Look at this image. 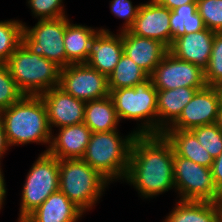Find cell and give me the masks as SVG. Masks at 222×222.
Listing matches in <instances>:
<instances>
[{
	"instance_id": "obj_1",
	"label": "cell",
	"mask_w": 222,
	"mask_h": 222,
	"mask_svg": "<svg viewBox=\"0 0 222 222\" xmlns=\"http://www.w3.org/2000/svg\"><path fill=\"white\" fill-rule=\"evenodd\" d=\"M174 149L163 134L137 135L132 143L124 181L150 199L175 189Z\"/></svg>"
},
{
	"instance_id": "obj_2",
	"label": "cell",
	"mask_w": 222,
	"mask_h": 222,
	"mask_svg": "<svg viewBox=\"0 0 222 222\" xmlns=\"http://www.w3.org/2000/svg\"><path fill=\"white\" fill-rule=\"evenodd\" d=\"M9 146L29 143L50 146L52 131L47 109L41 96L23 95L17 102L0 111Z\"/></svg>"
},
{
	"instance_id": "obj_3",
	"label": "cell",
	"mask_w": 222,
	"mask_h": 222,
	"mask_svg": "<svg viewBox=\"0 0 222 222\" xmlns=\"http://www.w3.org/2000/svg\"><path fill=\"white\" fill-rule=\"evenodd\" d=\"M119 133V130L92 132L82 158L110 184L118 180L124 182L131 146L137 136L134 131L127 136H121Z\"/></svg>"
},
{
	"instance_id": "obj_4",
	"label": "cell",
	"mask_w": 222,
	"mask_h": 222,
	"mask_svg": "<svg viewBox=\"0 0 222 222\" xmlns=\"http://www.w3.org/2000/svg\"><path fill=\"white\" fill-rule=\"evenodd\" d=\"M117 116L141 122L137 135H158L157 89L150 78L129 88L110 90Z\"/></svg>"
},
{
	"instance_id": "obj_5",
	"label": "cell",
	"mask_w": 222,
	"mask_h": 222,
	"mask_svg": "<svg viewBox=\"0 0 222 222\" xmlns=\"http://www.w3.org/2000/svg\"><path fill=\"white\" fill-rule=\"evenodd\" d=\"M23 95L40 96L59 86L60 67L30 52L22 43L6 63Z\"/></svg>"
},
{
	"instance_id": "obj_6",
	"label": "cell",
	"mask_w": 222,
	"mask_h": 222,
	"mask_svg": "<svg viewBox=\"0 0 222 222\" xmlns=\"http://www.w3.org/2000/svg\"><path fill=\"white\" fill-rule=\"evenodd\" d=\"M108 185L83 159L59 160V190L84 214L100 200Z\"/></svg>"
},
{
	"instance_id": "obj_7",
	"label": "cell",
	"mask_w": 222,
	"mask_h": 222,
	"mask_svg": "<svg viewBox=\"0 0 222 222\" xmlns=\"http://www.w3.org/2000/svg\"><path fill=\"white\" fill-rule=\"evenodd\" d=\"M22 188L18 221H23L59 190V159L41 152L29 169Z\"/></svg>"
},
{
	"instance_id": "obj_8",
	"label": "cell",
	"mask_w": 222,
	"mask_h": 222,
	"mask_svg": "<svg viewBox=\"0 0 222 222\" xmlns=\"http://www.w3.org/2000/svg\"><path fill=\"white\" fill-rule=\"evenodd\" d=\"M175 192L179 200L221 202L210 167L177 156L173 160Z\"/></svg>"
},
{
	"instance_id": "obj_9",
	"label": "cell",
	"mask_w": 222,
	"mask_h": 222,
	"mask_svg": "<svg viewBox=\"0 0 222 222\" xmlns=\"http://www.w3.org/2000/svg\"><path fill=\"white\" fill-rule=\"evenodd\" d=\"M22 44L32 53L43 56L60 68L66 67L64 35L66 16L56 19L38 20L31 28L24 22Z\"/></svg>"
},
{
	"instance_id": "obj_10",
	"label": "cell",
	"mask_w": 222,
	"mask_h": 222,
	"mask_svg": "<svg viewBox=\"0 0 222 222\" xmlns=\"http://www.w3.org/2000/svg\"><path fill=\"white\" fill-rule=\"evenodd\" d=\"M59 88L88 102L109 96L108 77L86 63L69 64L60 69Z\"/></svg>"
},
{
	"instance_id": "obj_11",
	"label": "cell",
	"mask_w": 222,
	"mask_h": 222,
	"mask_svg": "<svg viewBox=\"0 0 222 222\" xmlns=\"http://www.w3.org/2000/svg\"><path fill=\"white\" fill-rule=\"evenodd\" d=\"M157 90L179 87L204 88L207 86L204 71L198 66L176 58L169 51L149 75Z\"/></svg>"
},
{
	"instance_id": "obj_12",
	"label": "cell",
	"mask_w": 222,
	"mask_h": 222,
	"mask_svg": "<svg viewBox=\"0 0 222 222\" xmlns=\"http://www.w3.org/2000/svg\"><path fill=\"white\" fill-rule=\"evenodd\" d=\"M221 96L217 87L197 90L179 117L166 130H192L217 123Z\"/></svg>"
},
{
	"instance_id": "obj_13",
	"label": "cell",
	"mask_w": 222,
	"mask_h": 222,
	"mask_svg": "<svg viewBox=\"0 0 222 222\" xmlns=\"http://www.w3.org/2000/svg\"><path fill=\"white\" fill-rule=\"evenodd\" d=\"M47 109V117L52 135L53 127L77 125L84 123L86 102L65 93L61 88L55 87L40 95Z\"/></svg>"
},
{
	"instance_id": "obj_14",
	"label": "cell",
	"mask_w": 222,
	"mask_h": 222,
	"mask_svg": "<svg viewBox=\"0 0 222 222\" xmlns=\"http://www.w3.org/2000/svg\"><path fill=\"white\" fill-rule=\"evenodd\" d=\"M171 11L156 0L141 3L133 26L129 31L145 38L160 41L170 48Z\"/></svg>"
},
{
	"instance_id": "obj_15",
	"label": "cell",
	"mask_w": 222,
	"mask_h": 222,
	"mask_svg": "<svg viewBox=\"0 0 222 222\" xmlns=\"http://www.w3.org/2000/svg\"><path fill=\"white\" fill-rule=\"evenodd\" d=\"M119 33V34H118ZM112 33L100 27V31L90 41L86 64L109 77L124 53L121 32Z\"/></svg>"
},
{
	"instance_id": "obj_16",
	"label": "cell",
	"mask_w": 222,
	"mask_h": 222,
	"mask_svg": "<svg viewBox=\"0 0 222 222\" xmlns=\"http://www.w3.org/2000/svg\"><path fill=\"white\" fill-rule=\"evenodd\" d=\"M215 33L205 28L195 33L185 34L172 43L169 52L176 58L190 62L205 71L211 57Z\"/></svg>"
},
{
	"instance_id": "obj_17",
	"label": "cell",
	"mask_w": 222,
	"mask_h": 222,
	"mask_svg": "<svg viewBox=\"0 0 222 222\" xmlns=\"http://www.w3.org/2000/svg\"><path fill=\"white\" fill-rule=\"evenodd\" d=\"M51 136L48 153L59 160L82 159L90 141L92 131L84 123L58 128Z\"/></svg>"
},
{
	"instance_id": "obj_18",
	"label": "cell",
	"mask_w": 222,
	"mask_h": 222,
	"mask_svg": "<svg viewBox=\"0 0 222 222\" xmlns=\"http://www.w3.org/2000/svg\"><path fill=\"white\" fill-rule=\"evenodd\" d=\"M124 53L150 75L169 49L160 41L122 31Z\"/></svg>"
},
{
	"instance_id": "obj_19",
	"label": "cell",
	"mask_w": 222,
	"mask_h": 222,
	"mask_svg": "<svg viewBox=\"0 0 222 222\" xmlns=\"http://www.w3.org/2000/svg\"><path fill=\"white\" fill-rule=\"evenodd\" d=\"M84 212L60 190L52 193L23 222H78Z\"/></svg>"
},
{
	"instance_id": "obj_20",
	"label": "cell",
	"mask_w": 222,
	"mask_h": 222,
	"mask_svg": "<svg viewBox=\"0 0 222 222\" xmlns=\"http://www.w3.org/2000/svg\"><path fill=\"white\" fill-rule=\"evenodd\" d=\"M203 88L179 87L157 90L158 135L179 117L197 90Z\"/></svg>"
},
{
	"instance_id": "obj_21",
	"label": "cell",
	"mask_w": 222,
	"mask_h": 222,
	"mask_svg": "<svg viewBox=\"0 0 222 222\" xmlns=\"http://www.w3.org/2000/svg\"><path fill=\"white\" fill-rule=\"evenodd\" d=\"M163 222H222V202L177 200Z\"/></svg>"
},
{
	"instance_id": "obj_22",
	"label": "cell",
	"mask_w": 222,
	"mask_h": 222,
	"mask_svg": "<svg viewBox=\"0 0 222 222\" xmlns=\"http://www.w3.org/2000/svg\"><path fill=\"white\" fill-rule=\"evenodd\" d=\"M100 31L97 27L73 24L66 16V30L64 35V47L66 52V66L80 64L88 61L90 41Z\"/></svg>"
},
{
	"instance_id": "obj_23",
	"label": "cell",
	"mask_w": 222,
	"mask_h": 222,
	"mask_svg": "<svg viewBox=\"0 0 222 222\" xmlns=\"http://www.w3.org/2000/svg\"><path fill=\"white\" fill-rule=\"evenodd\" d=\"M163 135L171 143L177 156L211 168L213 157L190 130H165Z\"/></svg>"
},
{
	"instance_id": "obj_24",
	"label": "cell",
	"mask_w": 222,
	"mask_h": 222,
	"mask_svg": "<svg viewBox=\"0 0 222 222\" xmlns=\"http://www.w3.org/2000/svg\"><path fill=\"white\" fill-rule=\"evenodd\" d=\"M119 122L120 120L110 95L86 102L84 124L88 126L92 132L118 130Z\"/></svg>"
},
{
	"instance_id": "obj_25",
	"label": "cell",
	"mask_w": 222,
	"mask_h": 222,
	"mask_svg": "<svg viewBox=\"0 0 222 222\" xmlns=\"http://www.w3.org/2000/svg\"><path fill=\"white\" fill-rule=\"evenodd\" d=\"M204 29L203 20L197 12V3L185 4L171 10L170 47L177 38Z\"/></svg>"
},
{
	"instance_id": "obj_26",
	"label": "cell",
	"mask_w": 222,
	"mask_h": 222,
	"mask_svg": "<svg viewBox=\"0 0 222 222\" xmlns=\"http://www.w3.org/2000/svg\"><path fill=\"white\" fill-rule=\"evenodd\" d=\"M148 78L149 75L123 53L113 72L108 77L109 90L134 87Z\"/></svg>"
},
{
	"instance_id": "obj_27",
	"label": "cell",
	"mask_w": 222,
	"mask_h": 222,
	"mask_svg": "<svg viewBox=\"0 0 222 222\" xmlns=\"http://www.w3.org/2000/svg\"><path fill=\"white\" fill-rule=\"evenodd\" d=\"M24 23L20 20L0 21V64H6L22 43Z\"/></svg>"
},
{
	"instance_id": "obj_28",
	"label": "cell",
	"mask_w": 222,
	"mask_h": 222,
	"mask_svg": "<svg viewBox=\"0 0 222 222\" xmlns=\"http://www.w3.org/2000/svg\"><path fill=\"white\" fill-rule=\"evenodd\" d=\"M199 143L209 152L213 159L222 152V129L217 123L203 125L190 130Z\"/></svg>"
},
{
	"instance_id": "obj_29",
	"label": "cell",
	"mask_w": 222,
	"mask_h": 222,
	"mask_svg": "<svg viewBox=\"0 0 222 222\" xmlns=\"http://www.w3.org/2000/svg\"><path fill=\"white\" fill-rule=\"evenodd\" d=\"M207 86L222 84V32L215 33L211 57L204 71Z\"/></svg>"
},
{
	"instance_id": "obj_30",
	"label": "cell",
	"mask_w": 222,
	"mask_h": 222,
	"mask_svg": "<svg viewBox=\"0 0 222 222\" xmlns=\"http://www.w3.org/2000/svg\"><path fill=\"white\" fill-rule=\"evenodd\" d=\"M197 12L204 26L213 32H222V0H198Z\"/></svg>"
},
{
	"instance_id": "obj_31",
	"label": "cell",
	"mask_w": 222,
	"mask_h": 222,
	"mask_svg": "<svg viewBox=\"0 0 222 222\" xmlns=\"http://www.w3.org/2000/svg\"><path fill=\"white\" fill-rule=\"evenodd\" d=\"M22 96L7 64H0V111L17 102Z\"/></svg>"
},
{
	"instance_id": "obj_32",
	"label": "cell",
	"mask_w": 222,
	"mask_h": 222,
	"mask_svg": "<svg viewBox=\"0 0 222 222\" xmlns=\"http://www.w3.org/2000/svg\"><path fill=\"white\" fill-rule=\"evenodd\" d=\"M32 16L38 20L65 17L63 0H27Z\"/></svg>"
},
{
	"instance_id": "obj_33",
	"label": "cell",
	"mask_w": 222,
	"mask_h": 222,
	"mask_svg": "<svg viewBox=\"0 0 222 222\" xmlns=\"http://www.w3.org/2000/svg\"><path fill=\"white\" fill-rule=\"evenodd\" d=\"M131 0H111L110 1V12L115 15L116 18H121L124 21L122 28H120V32L129 30L137 17L140 3L139 5H133Z\"/></svg>"
},
{
	"instance_id": "obj_34",
	"label": "cell",
	"mask_w": 222,
	"mask_h": 222,
	"mask_svg": "<svg viewBox=\"0 0 222 222\" xmlns=\"http://www.w3.org/2000/svg\"><path fill=\"white\" fill-rule=\"evenodd\" d=\"M213 181L217 190L222 194V152L211 165Z\"/></svg>"
},
{
	"instance_id": "obj_35",
	"label": "cell",
	"mask_w": 222,
	"mask_h": 222,
	"mask_svg": "<svg viewBox=\"0 0 222 222\" xmlns=\"http://www.w3.org/2000/svg\"><path fill=\"white\" fill-rule=\"evenodd\" d=\"M9 148L10 146L7 141L6 134H5L4 124L0 117V163H1L2 158L4 157V154L6 153V151L9 150Z\"/></svg>"
},
{
	"instance_id": "obj_36",
	"label": "cell",
	"mask_w": 222,
	"mask_h": 222,
	"mask_svg": "<svg viewBox=\"0 0 222 222\" xmlns=\"http://www.w3.org/2000/svg\"><path fill=\"white\" fill-rule=\"evenodd\" d=\"M156 1L171 11L185 4L197 3L198 0H156Z\"/></svg>"
},
{
	"instance_id": "obj_37",
	"label": "cell",
	"mask_w": 222,
	"mask_h": 222,
	"mask_svg": "<svg viewBox=\"0 0 222 222\" xmlns=\"http://www.w3.org/2000/svg\"><path fill=\"white\" fill-rule=\"evenodd\" d=\"M1 163H0V209H2V205L4 204L7 189H6V182L3 174V170L1 168Z\"/></svg>"
},
{
	"instance_id": "obj_38",
	"label": "cell",
	"mask_w": 222,
	"mask_h": 222,
	"mask_svg": "<svg viewBox=\"0 0 222 222\" xmlns=\"http://www.w3.org/2000/svg\"><path fill=\"white\" fill-rule=\"evenodd\" d=\"M217 124H218L219 128L222 129V106H220V108H219Z\"/></svg>"
},
{
	"instance_id": "obj_39",
	"label": "cell",
	"mask_w": 222,
	"mask_h": 222,
	"mask_svg": "<svg viewBox=\"0 0 222 222\" xmlns=\"http://www.w3.org/2000/svg\"><path fill=\"white\" fill-rule=\"evenodd\" d=\"M217 88H218V90L220 92V96H221V105L220 106H222V84L219 85Z\"/></svg>"
}]
</instances>
